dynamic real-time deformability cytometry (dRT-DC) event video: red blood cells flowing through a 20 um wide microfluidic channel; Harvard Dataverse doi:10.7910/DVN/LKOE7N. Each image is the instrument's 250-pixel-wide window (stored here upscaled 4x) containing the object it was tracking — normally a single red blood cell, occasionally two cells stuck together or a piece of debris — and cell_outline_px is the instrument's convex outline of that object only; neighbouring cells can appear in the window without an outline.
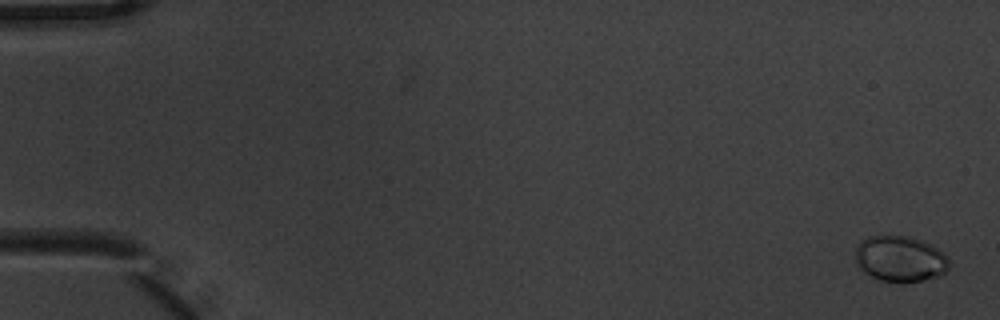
{"species": "common noctule bat (a hibernating species)", "species_latin": "Nyctalus noctula", "temperature_condition": "warm", "stored_images_in_passage": 7, "camera_frame_rate_fps": 3000, "um_per_image_px": 0.085, "animal": {"sex": "male", "body_mass_g": 20.1, "forearm_length_mm": 53.5}, "frame": {"image": 1, "passage_image": 1, "time_ms": 0.0, "image_size_px": [1000, 320], "cell_outline_px": [[948, 268], [940, 276], [920, 280], [880, 280], [864, 272], [856, 264], [856, 244], [860, 240], [868, 236], [908, 236], [932, 244], [944, 252], [948, 260]], "centroid_in_image_um": [76.49, 21.96], "position_along_channel_um": 8.5, "area_um2": 24.74}}
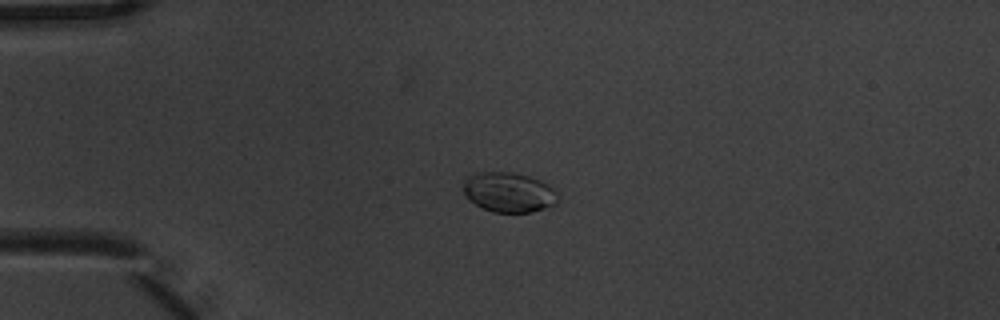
{"frame": {"image": 2, "passage_image": 5, "time_ms": 1.333, "image_size_px": [1000, 320], "cell_outline_px": [[556, 204], [532, 212], [492, 212], [476, 204], [464, 192], [464, 176], [472, 172], [512, 172], [528, 176], [540, 180], [548, 184], [556, 192]], "centroid_in_image_um": [43.22, 16.32], "position_along_channel_um": 41.8, "area_um2": 21.85}}